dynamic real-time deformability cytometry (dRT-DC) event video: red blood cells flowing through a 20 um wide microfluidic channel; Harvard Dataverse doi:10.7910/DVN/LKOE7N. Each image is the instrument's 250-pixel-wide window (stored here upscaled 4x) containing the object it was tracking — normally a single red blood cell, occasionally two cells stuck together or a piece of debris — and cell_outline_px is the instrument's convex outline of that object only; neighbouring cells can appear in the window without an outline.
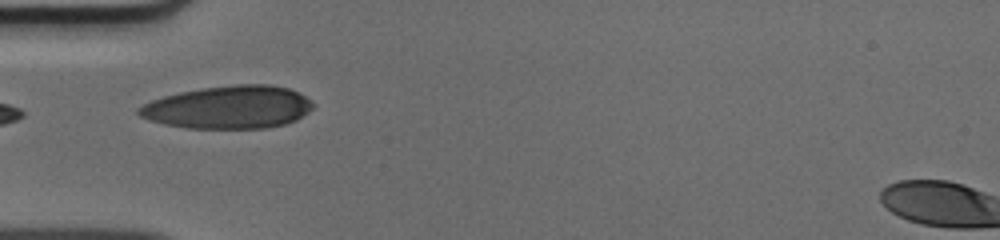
{"species": "human", "species_latin": "Homo sapiens", "temperature_condition": "cold", "stored_images_in_passage": 6, "camera_frame_rate_fps": 3000, "um_per_image_px": 0.085, "donor": {"sex": "male"}, "frame": {"image": 1, "passage_image": 1, "time_ms": 0.0, "image_size_px": [1000, 240], "cell_outline_px": [[316, 104], [308, 112], [296, 120], [284, 124], [264, 128], [188, 128], [164, 124], [148, 120], [140, 116], [136, 112], [136, 108], [152, 100], [164, 96], [180, 92], [200, 88], [236, 84], [268, 84], [288, 88], [304, 96]], "centroid_in_image_um": [19.41, 9.11], "position_along_channel_um": 65.6, "area_um2": 43.52}}
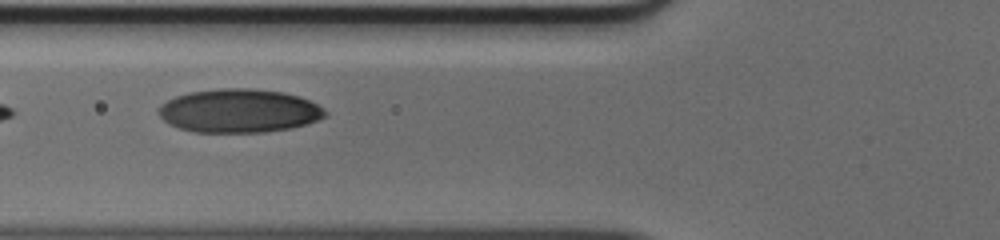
{"frame": {"image": 2, "passage_image": 4, "time_ms": 1.0, "image_size_px": [1000, 240], "cell_outline_px": [[328, 112], [324, 116], [316, 120], [292, 128], [264, 132], [196, 132], [180, 128], [168, 124], [156, 112], [160, 104], [176, 96], [188, 92], [220, 88], [248, 88], [284, 92], [300, 96], [324, 108]], "centroid_in_image_um": [20.29, 9.41], "position_along_channel_um": 105.5, "area_um2": 42.37}}